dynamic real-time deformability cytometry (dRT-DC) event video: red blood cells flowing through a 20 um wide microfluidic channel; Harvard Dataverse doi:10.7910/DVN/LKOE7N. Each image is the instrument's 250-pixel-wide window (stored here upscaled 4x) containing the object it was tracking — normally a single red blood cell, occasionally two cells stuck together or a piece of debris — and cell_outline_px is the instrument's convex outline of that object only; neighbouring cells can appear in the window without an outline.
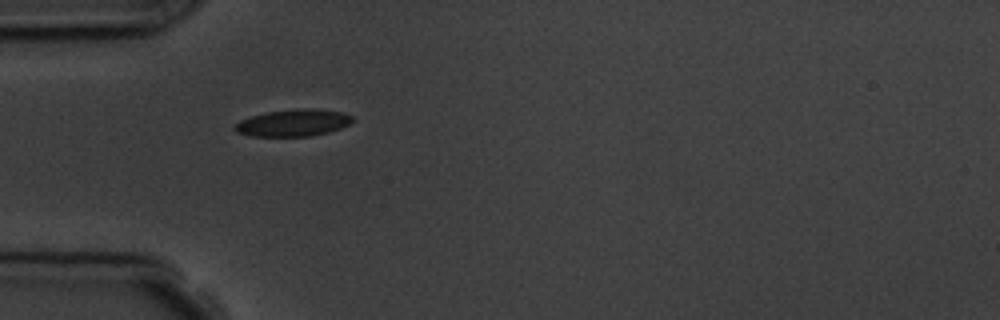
{"species": "common noctule bat (a hibernating species)", "species_latin": "Nyctalus noctula", "temperature_condition": "room temperature", "stored_images_in_passage": 2, "camera_frame_rate_fps": 3000, "um_per_image_px": 0.085, "animal": {"sex": "male", "body_mass_g": 19.5, "forearm_length_mm": 54.6}, "frame": {"image": 1, "passage_image": 1, "time_ms": 0.0, "image_size_px": [1000, 320], "cell_outline_px": [[352, 120], [348, 124], [340, 128], [328, 132], [312, 136], [252, 136], [236, 132], [232, 128], [240, 120], [252, 116], [268, 112], [304, 108], [316, 108], [340, 112], [352, 116]], "centroid_in_image_um": [24.9, 10.44], "position_along_channel_um": 60.1, "area_um2": 18.26}}